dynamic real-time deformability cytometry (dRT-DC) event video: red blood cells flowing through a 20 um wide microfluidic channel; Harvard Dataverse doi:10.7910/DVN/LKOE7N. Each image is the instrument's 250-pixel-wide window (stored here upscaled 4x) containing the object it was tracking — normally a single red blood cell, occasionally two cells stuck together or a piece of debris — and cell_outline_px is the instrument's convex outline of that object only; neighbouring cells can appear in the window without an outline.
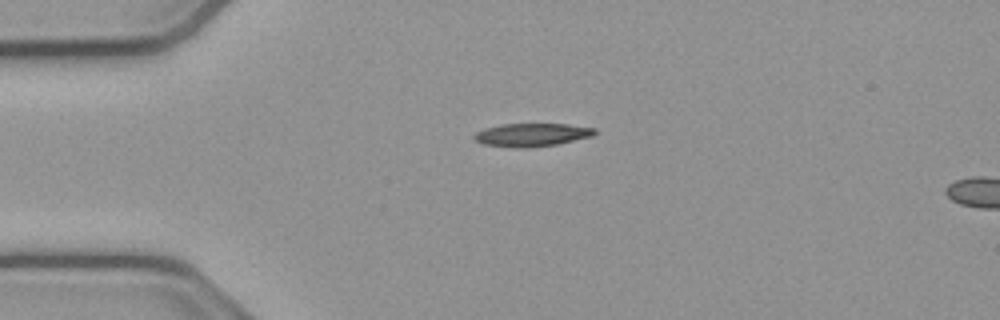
{"species": "common noctule bat (a hibernating species)", "species_latin": "Nyctalus noctula", "temperature_condition": "cold", "stored_images_in_passage": 4, "camera_frame_rate_fps": 3000, "um_per_image_px": 0.085, "animal": {"sex": "male", "body_mass_g": 23.1, "forearm_length_mm": 52.7}, "frame": {"image": 1, "passage_image": 1, "time_ms": 0.0, "image_size_px": [1000, 320], "cell_outline_px": [[596, 132], [592, 136], [556, 144], [528, 148], [520, 148], [484, 144], [476, 140], [472, 136], [476, 132], [484, 128], [500, 124], [568, 124], [596, 128]], "centroid_in_image_um": [45.19, 11.45], "position_along_channel_um": 39.8, "area_um2": 16.18}}